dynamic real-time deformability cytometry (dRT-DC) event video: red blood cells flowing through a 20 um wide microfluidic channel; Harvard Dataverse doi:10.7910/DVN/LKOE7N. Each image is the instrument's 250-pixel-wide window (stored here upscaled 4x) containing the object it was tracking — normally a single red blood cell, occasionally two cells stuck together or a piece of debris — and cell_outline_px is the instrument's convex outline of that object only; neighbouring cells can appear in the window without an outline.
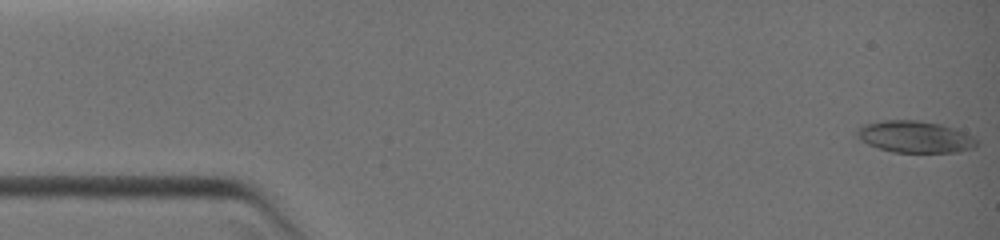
{"species": "common noctule bat (a hibernating species)", "species_latin": "Nyctalus noctula", "temperature_condition": "warm", "stored_images_in_passage": 44, "camera_frame_rate_fps": 3000, "um_per_image_px": 0.085, "animal": {"sex": "female", "body_mass_g": 19.0, "forearm_length_mm": 51.5}, "frame": {"image": 1, "passage_image": 1, "time_ms": 0.0, "image_size_px": [1000, 240], "cell_outline_px": [[976, 144], [972, 148], [956, 152], [892, 152], [868, 144], [856, 132], [860, 128], [868, 124], [884, 120], [916, 120], [940, 124], [960, 132], [976, 140]], "centroid_in_image_um": [77.75, 11.64], "position_along_channel_um": 7.2, "area_um2": 21.21}}
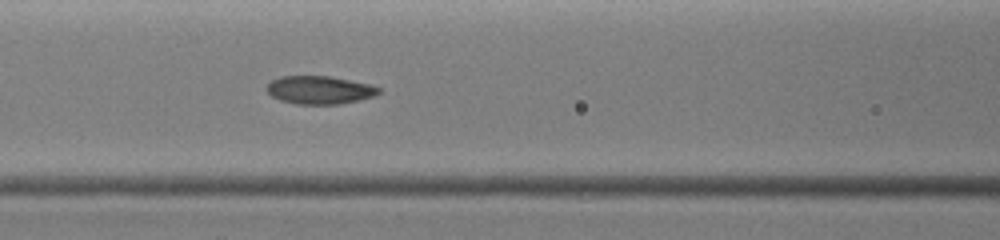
{"frame": {"image": 2, "passage_image": 20, "time_ms": 5.333, "image_size_px": [1000, 240], "cell_outline_px": [[380, 92], [372, 96], [340, 104], [296, 104], [280, 100], [272, 96], [264, 88], [272, 80], [280, 76], [328, 76], [368, 84], [380, 88]], "centroid_in_image_um": [27.1, 7.65], "position_along_channel_um": 139.5, "area_um2": 18.09}}
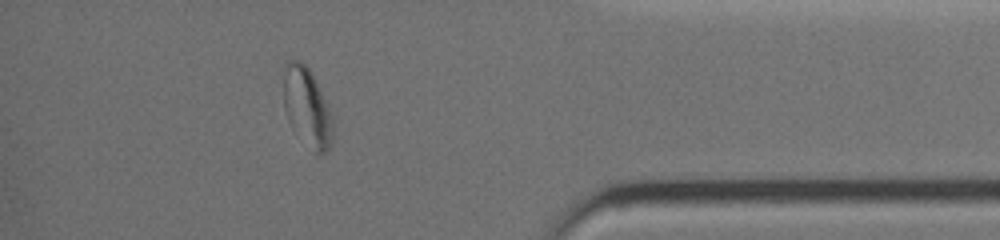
{"frame": {"image": 3, "passage_image": 38, "time_ms": 11.333, "image_size_px": [1000, 240], "cell_outline_px": [[332, 144], [324, 152], [316, 152], [292, 128], [288, 120], [284, 108], [284, 64], [288, 60], [300, 60], [312, 72], [332, 112]], "centroid_in_image_um": [26.1, 9.04], "position_along_channel_um": 409.1, "area_um2": 22.48}}